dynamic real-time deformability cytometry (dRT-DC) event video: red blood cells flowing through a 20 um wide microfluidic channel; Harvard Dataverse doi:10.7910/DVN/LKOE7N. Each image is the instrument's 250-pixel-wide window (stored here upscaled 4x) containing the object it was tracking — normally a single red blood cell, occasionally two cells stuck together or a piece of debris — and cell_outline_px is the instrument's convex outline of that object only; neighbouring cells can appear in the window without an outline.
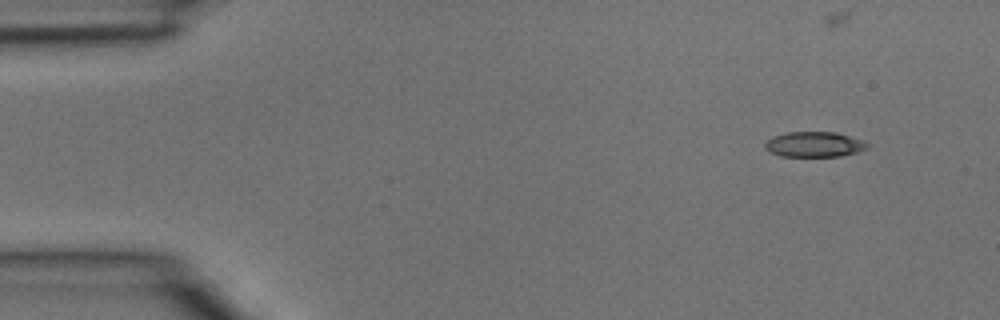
{"species": "common noctule bat (a hibernating species)", "species_latin": "Nyctalus noctula", "temperature_condition": "room temperature", "stored_images_in_passage": 5, "segment_of_instrument_passage": [1, 2], "camera_frame_rate_fps": 3000, "um_per_image_px": 0.085, "animal": {"sex": "male", "body_mass_g": 15.6}, "frame": {"image": 1, "passage_image": 1, "time_ms": 0.0, "image_size_px": [1000, 320], "cell_outline_px": [[868, 148], [856, 152], [840, 156], [780, 156], [768, 152], [764, 148], [764, 144], [772, 136], [788, 132], [836, 132], [864, 140], [868, 144]], "centroid_in_image_um": [69.19, 12.27], "position_along_channel_um": 15.8, "area_um2": 15.14}}
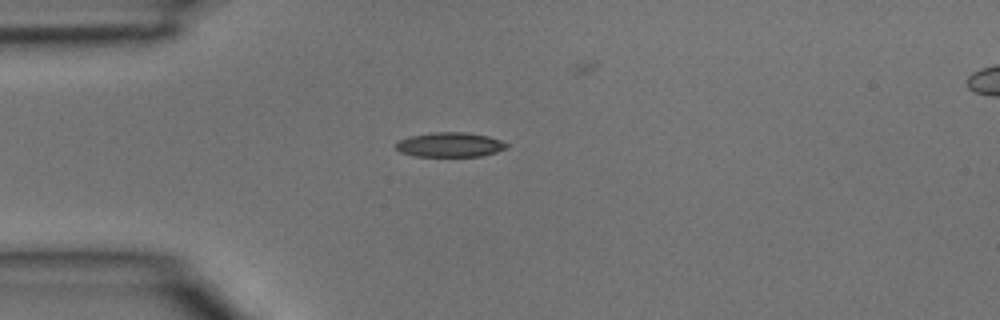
{"frame": {"image": 2, "passage_image": 3, "time_ms": 0.667, "image_size_px": [1000, 320], "cell_outline_px": [[508, 148], [496, 152], [480, 156], [416, 156], [400, 152], [396, 148], [396, 144], [400, 140], [408, 136], [432, 132], [468, 132], [488, 136], [500, 140], [508, 144]], "centroid_in_image_um": [38.25, 12.29], "position_along_channel_um": 46.7, "area_um2": 15.9}}